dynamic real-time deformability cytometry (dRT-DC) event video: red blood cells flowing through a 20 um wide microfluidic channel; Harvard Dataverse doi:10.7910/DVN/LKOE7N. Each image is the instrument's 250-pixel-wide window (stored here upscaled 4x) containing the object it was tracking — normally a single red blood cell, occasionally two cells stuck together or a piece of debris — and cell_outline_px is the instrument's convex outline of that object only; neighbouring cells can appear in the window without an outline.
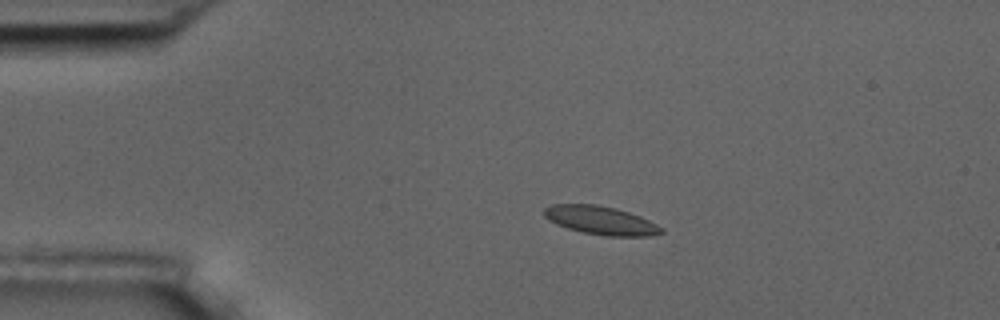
{"species": "common noctule bat (a hibernating species)", "species_latin": "Nyctalus noctula", "temperature_condition": "room temperature", "stored_images_in_passage": 7, "camera_frame_rate_fps": 3000, "um_per_image_px": 0.085, "animal": {"sex": "male", "body_mass_g": 17.5, "forearm_length_mm": 52.3}, "frame": {"image": 1, "passage_image": 2, "time_ms": 2.0, "image_size_px": [1000, 320], "cell_outline_px": [[664, 232], [648, 236], [604, 236], [584, 232], [568, 228], [556, 224], [548, 220], [544, 216], [544, 208], [552, 204], [596, 204], [616, 208], [640, 216], [664, 228]], "centroid_in_image_um": [51.06, 18.73], "position_along_channel_um": 33.9, "area_um2": 19.42}}
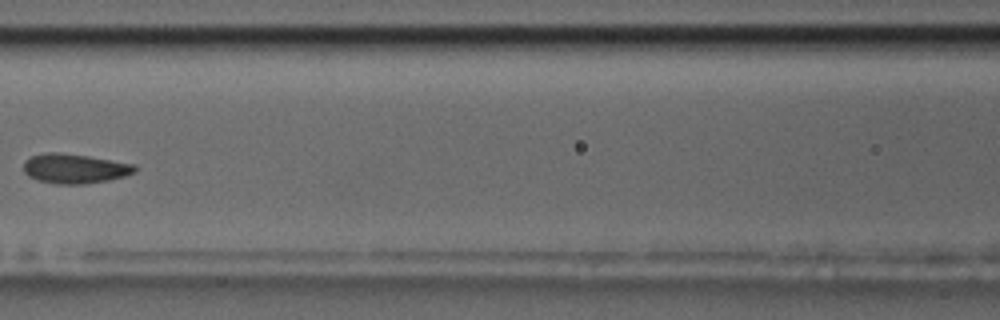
{"frame": {"image": 2, "passage_image": 6, "time_ms": 6.667, "image_size_px": [1000, 320], "cell_outline_px": [[136, 172], [124, 176], [108, 180], [84, 184], [56, 184], [36, 180], [28, 176], [24, 172], [24, 160], [32, 156], [44, 152], [60, 152], [88, 156], [136, 164]], "centroid_in_image_um": [6.33, 14.32], "position_along_channel_um": 160.3, "area_um2": 19.36}}
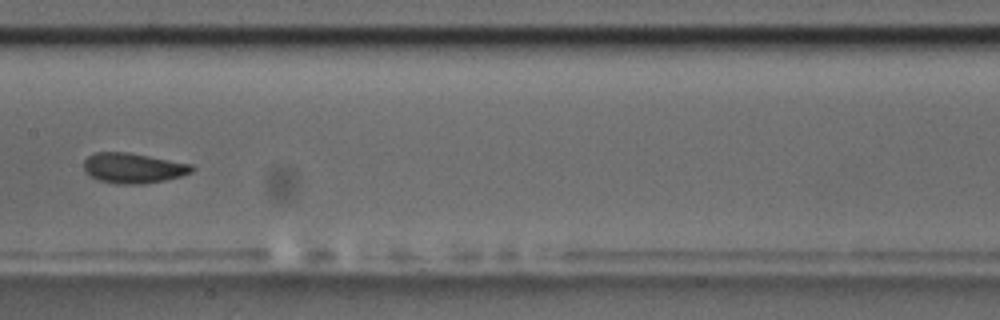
{"frame": {"image": 3, "passage_image": 7, "time_ms": 7.667, "image_size_px": [1000, 320], "cell_outline_px": [[196, 168], [192, 172], [180, 176], [164, 180], [140, 184], [116, 184], [100, 180], [92, 176], [84, 168], [84, 160], [88, 156], [96, 152], [128, 152], [192, 164]], "centroid_in_image_um": [11.35, 14.28], "position_along_channel_um": 196.1, "area_um2": 18.84}}